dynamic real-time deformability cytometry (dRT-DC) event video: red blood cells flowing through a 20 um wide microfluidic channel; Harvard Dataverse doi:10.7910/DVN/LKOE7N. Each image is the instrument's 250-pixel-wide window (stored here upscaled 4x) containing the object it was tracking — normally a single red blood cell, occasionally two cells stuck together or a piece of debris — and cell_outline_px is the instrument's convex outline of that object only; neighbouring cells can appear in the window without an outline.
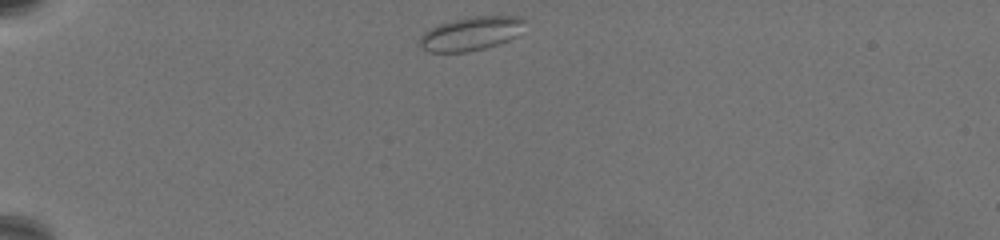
{"species": "common noctule bat (a hibernating species)", "species_latin": "Nyctalus noctula", "temperature_condition": "warm", "stored_images_in_passage": 48, "camera_frame_rate_fps": 3000, "um_per_image_px": 0.085, "animal": {"sex": "female", "body_mass_g": 19.5, "forearm_length_mm": 54.1}, "frame": {"image": 1, "passage_image": 1, "time_ms": 0.0, "image_size_px": [1000, 240], "cell_outline_px": [[524, 20], [516, 36], [500, 44], [468, 52], [428, 52], [420, 44], [420, 36], [424, 32], [440, 24], [472, 16], [524, 16]], "centroid_in_image_um": [40.03, 2.86], "position_along_channel_um": 45.0, "area_um2": 20.29}}
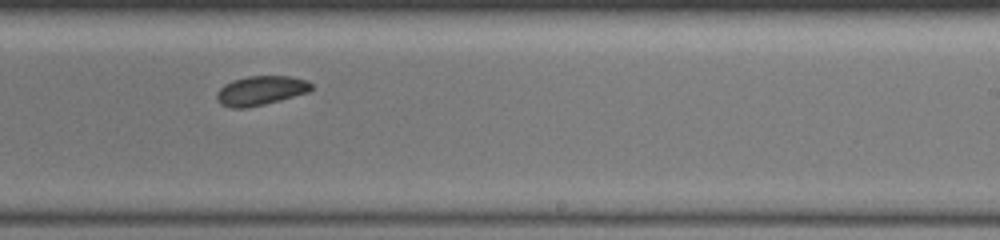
{"frame": {"image": 2, "passage_image": 26, "time_ms": 8.333, "image_size_px": [1000, 240], "cell_outline_px": [[312, 88], [308, 92], [280, 100], [264, 104], [244, 108], [228, 108], [220, 104], [216, 100], [216, 92], [224, 84], [232, 80], [248, 76], [292, 76], [308, 80], [312, 84]], "centroid_in_image_um": [22.13, 7.69], "position_along_channel_um": 266.9, "area_um2": 16.3}}
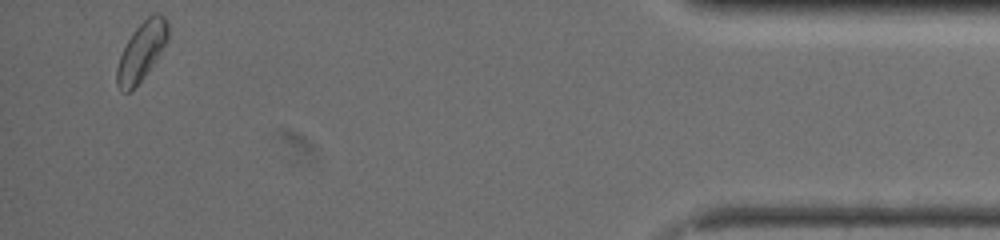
{"frame": {"image": 3, "passage_image": 46, "time_ms": 15.0, "image_size_px": [1000, 240], "cell_outline_px": [[168, 40], [156, 60], [144, 76], [128, 92], [120, 92], [116, 84], [116, 68], [120, 56], [132, 32], [152, 12], [156, 12], [164, 16], [168, 20]], "centroid_in_image_um": [12.04, 4.34], "position_along_channel_um": 423.2, "area_um2": 17.34}, "authors_computed_cell_mechanics": {"area_um2": 16.4441, "velocity_mm_per_s": 3.2727, "shape_relaxation_time_tau1_ms": null, "shape_relaxation_time_tau2_ms": 6.0172, "deformation_change_tau1": null, "deformation_change_tau2": 0.0452}}